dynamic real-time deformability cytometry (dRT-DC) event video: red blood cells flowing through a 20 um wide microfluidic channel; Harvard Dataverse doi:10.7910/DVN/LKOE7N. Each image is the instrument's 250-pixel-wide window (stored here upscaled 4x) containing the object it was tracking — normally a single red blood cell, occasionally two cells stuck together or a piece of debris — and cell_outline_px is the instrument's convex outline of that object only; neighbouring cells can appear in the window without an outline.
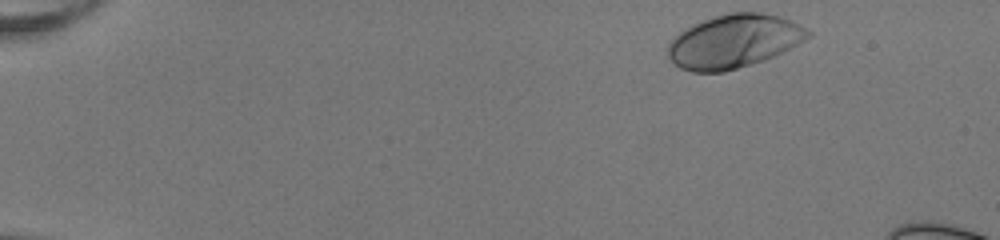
{"species": "human", "species_latin": "Homo sapiens", "temperature_condition": "room temperature", "stored_images_in_passage": 45, "camera_frame_rate_fps": 3000, "um_per_image_px": 0.085, "donor": {"sex": "female"}, "frame": {"image": 1, "passage_image": 1, "time_ms": 0.0, "image_size_px": [1000, 240], "cell_outline_px": [[812, 36], [764, 60], [724, 72], [692, 72], [680, 68], [668, 56], [668, 44], [672, 36], [684, 28], [692, 24], [728, 12], [760, 12], [780, 16], [800, 24], [812, 32]], "centroid_in_image_um": [62.35, 3.5], "position_along_channel_um": 22.6, "area_um2": 43.58}}
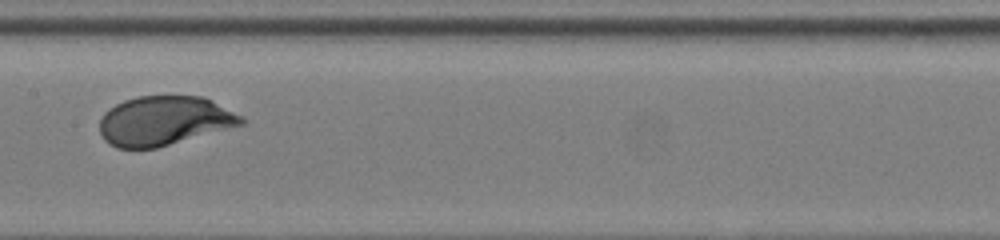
{"frame": {"image": 2, "passage_image": 23, "time_ms": 7.333, "image_size_px": [1000, 240], "cell_outline_px": [[248, 120], [244, 124], [156, 148], [116, 148], [108, 144], [104, 140], [100, 132], [100, 120], [104, 112], [108, 108], [124, 100], [136, 96], [204, 96], [244, 116]], "centroid_in_image_um": [13.97, 10.26], "position_along_channel_um": 193.4, "area_um2": 40.98}}
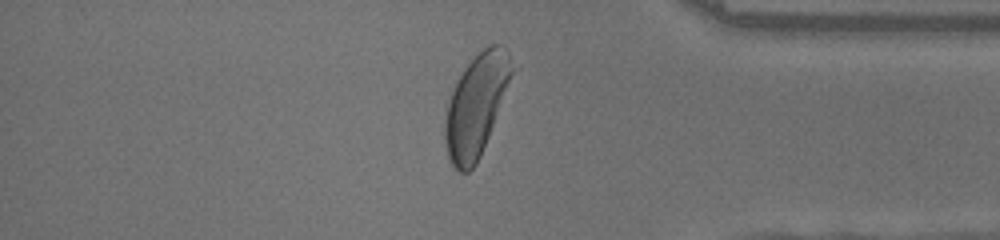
{"frame": {"image": 3, "passage_image": 39, "time_ms": 12.667, "image_size_px": [1000, 240], "cell_outline_px": [[520, 68], [480, 156], [476, 164], [468, 172], [460, 172], [452, 164], [448, 156], [444, 144], [444, 120], [448, 104], [452, 92], [464, 68], [484, 48], [492, 44], [500, 44], [508, 48]], "centroid_in_image_um": [40.6, 8.88], "position_along_channel_um": 394.6, "area_um2": 41.04}}